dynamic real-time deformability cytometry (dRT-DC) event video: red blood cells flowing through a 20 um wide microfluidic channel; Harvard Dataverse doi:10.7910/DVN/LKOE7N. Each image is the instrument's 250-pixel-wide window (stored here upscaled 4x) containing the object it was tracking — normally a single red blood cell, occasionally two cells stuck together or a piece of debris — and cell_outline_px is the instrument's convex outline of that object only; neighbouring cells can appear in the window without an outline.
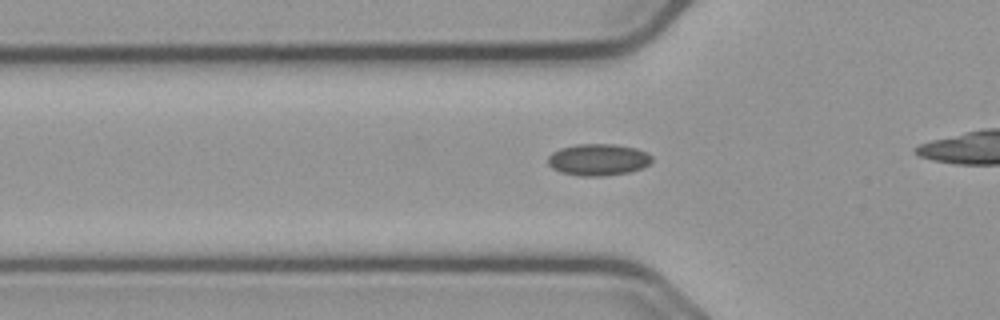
{"species": "common noctule bat (a hibernating species)", "species_latin": "Nyctalus noctula", "temperature_condition": "cold", "stored_images_in_passage": 39, "camera_frame_rate_fps": 3000, "um_per_image_px": 0.085, "animal": {"sex": "male", "body_mass_g": 23.1, "forearm_length_mm": 52.7}, "frame": {"image": 1, "passage_image": 12, "time_ms": 3.667, "image_size_px": [1000, 320], "cell_outline_px": [[652, 160], [648, 164], [640, 168], [628, 172], [604, 176], [580, 176], [560, 172], [552, 168], [548, 164], [548, 156], [552, 152], [560, 148], [576, 144], [612, 144], [636, 148], [648, 152], [652, 156]], "centroid_in_image_um": [50.82, 13.57], "position_along_channel_um": 75.0, "area_um2": 19.25}}
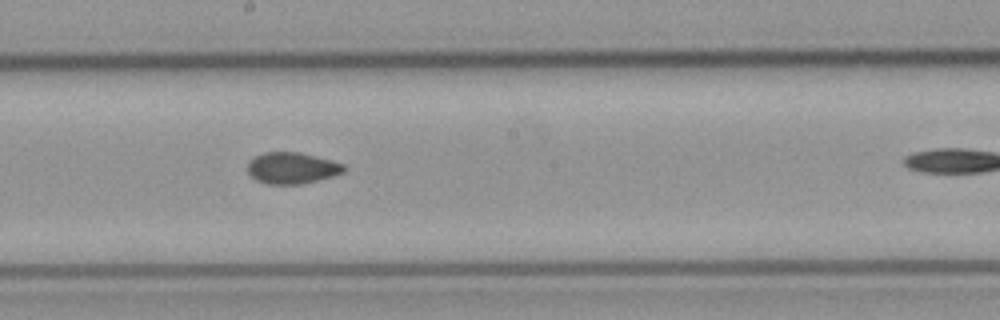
{"frame": {"image": 2, "passage_image": 24, "time_ms": 7.667, "image_size_px": [1000, 320], "cell_outline_px": [[348, 168], [344, 172], [336, 176], [300, 184], [268, 184], [256, 180], [248, 172], [248, 160], [264, 152], [300, 152], [344, 164]], "centroid_in_image_um": [24.84, 14.28], "position_along_channel_um": 223.4, "area_um2": 17.69}}
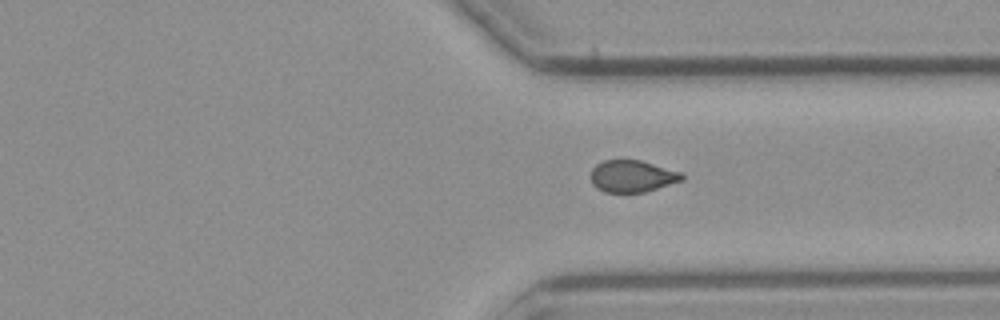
{"frame": {"image": 3, "passage_image": 35, "time_ms": 11.333, "image_size_px": [1000, 320], "cell_outline_px": [[684, 180], [644, 192], [604, 192], [596, 188], [592, 184], [592, 168], [596, 164], [604, 160], [640, 160], [680, 172], [684, 176]], "centroid_in_image_um": [53.73, 14.98], "position_along_channel_um": 357.7, "area_um2": 16.82}}